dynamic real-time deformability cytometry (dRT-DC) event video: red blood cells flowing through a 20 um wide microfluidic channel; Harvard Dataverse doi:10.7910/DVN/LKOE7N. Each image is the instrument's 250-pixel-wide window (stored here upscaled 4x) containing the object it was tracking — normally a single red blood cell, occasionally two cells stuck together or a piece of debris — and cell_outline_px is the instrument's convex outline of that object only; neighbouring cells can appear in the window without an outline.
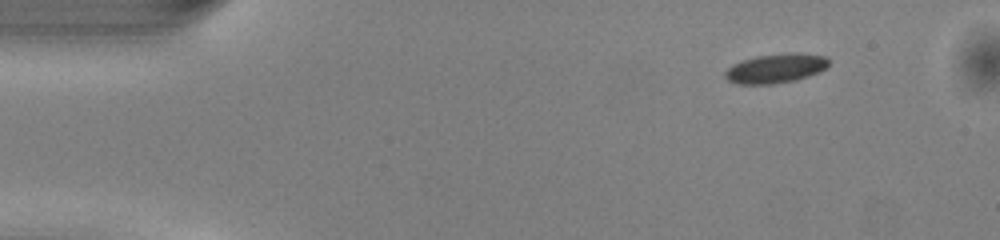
{"species": "common noctule bat (a hibernating species)", "species_latin": "Nyctalus noctula", "temperature_condition": "warm", "stored_images_in_passage": 46, "camera_frame_rate_fps": 3000, "um_per_image_px": 0.085, "animal": {"sex": "male", "body_mass_g": 13.0, "forearm_length_mm": 53.1}, "frame": {"image": 1, "passage_image": 1, "time_ms": 0.0, "image_size_px": [1000, 240], "cell_outline_px": [[828, 64], [824, 68], [808, 76], [796, 80], [772, 84], [736, 84], [728, 80], [724, 76], [724, 72], [732, 64], [740, 60], [756, 56], [788, 52], [800, 52], [824, 56], [828, 60]], "centroid_in_image_um": [65.88, 5.8], "position_along_channel_um": 19.1, "area_um2": 17.8}}
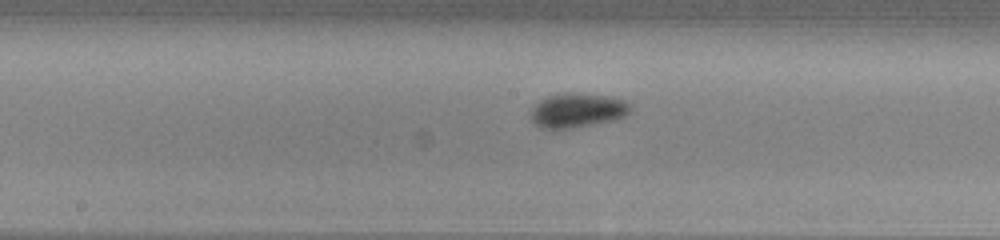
{"frame": {"image": 2, "passage_image": 21, "time_ms": 6.667, "image_size_px": [1000, 240], "cell_outline_px": [[632, 108], [624, 116], [612, 120], [568, 128], [544, 128], [536, 124], [532, 120], [532, 108], [540, 100], [548, 96], [564, 92], [580, 92], [608, 96], [624, 100], [632, 104]], "centroid_in_image_um": [49.1, 9.34], "position_along_channel_um": 199.1, "area_um2": 19.71}}
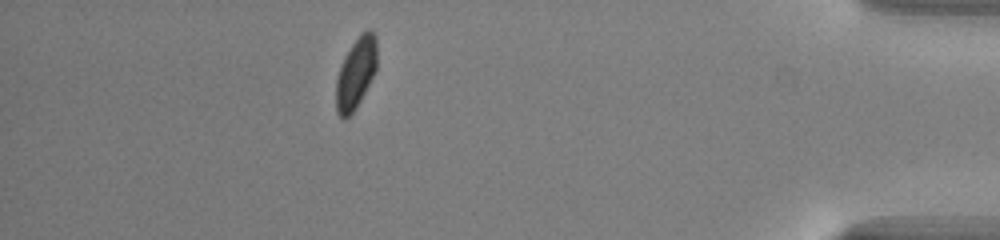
{"frame": {"image": 3, "passage_image": 40, "time_ms": 13.0, "image_size_px": [1000, 240], "cell_outline_px": [[376, 72], [356, 108], [344, 120], [336, 112], [336, 80], [340, 64], [344, 56], [360, 32], [368, 28], [376, 36]], "centroid_in_image_um": [30.24, 6.2], "position_along_channel_um": 405.0, "area_um2": 17.11}, "authors_computed_cell_mechanics": {"area_um2": 17.9469, "velocity_mm_per_s": 4.0709, "shape_relaxation_time_tau1_ms": 1.6505, "shape_relaxation_time_tau2_ms": null, "deformation_change_tau1": 0.0751, "deformation_change_tau2": null}}